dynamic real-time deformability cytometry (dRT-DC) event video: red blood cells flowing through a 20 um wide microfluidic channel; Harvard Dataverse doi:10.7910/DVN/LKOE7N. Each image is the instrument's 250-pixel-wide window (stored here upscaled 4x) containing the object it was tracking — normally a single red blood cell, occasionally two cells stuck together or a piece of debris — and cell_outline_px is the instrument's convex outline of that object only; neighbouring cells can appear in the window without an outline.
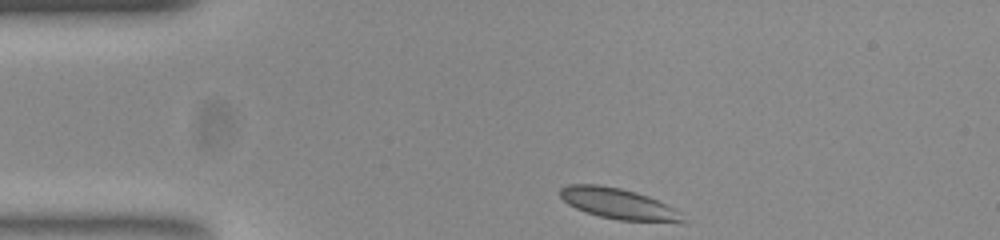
{"species": "common noctule bat (a hibernating species)", "species_latin": "Nyctalus noctula", "temperature_condition": "room temperature", "stored_images_in_passage": 36, "camera_frame_rate_fps": 3000, "um_per_image_px": 0.085, "animal": {"sex": "female", "body_mass_g": 23.0, "forearm_length_mm": 53.4}, "frame": {"image": 1, "passage_image": 1, "time_ms": 0.0, "image_size_px": [1000, 240], "cell_outline_px": [[684, 220], [620, 220], [600, 216], [576, 208], [568, 204], [560, 196], [560, 188], [568, 184], [596, 184], [620, 188], [636, 192], [648, 196], [680, 212]], "centroid_in_image_um": [52.43, 17.27], "position_along_channel_um": 32.6, "area_um2": 21.04}}
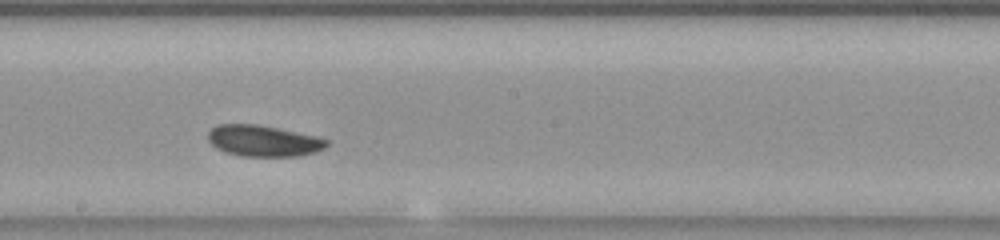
{"frame": {"image": 2, "passage_image": 20, "time_ms": 6.333, "image_size_px": [1000, 240], "cell_outline_px": [[328, 144], [324, 148], [316, 152], [300, 156], [244, 156], [228, 152], [216, 148], [208, 140], [208, 132], [216, 124], [256, 124], [316, 136], [328, 140]], "centroid_in_image_um": [22.39, 11.97], "position_along_channel_um": 225.8, "area_um2": 21.39}}
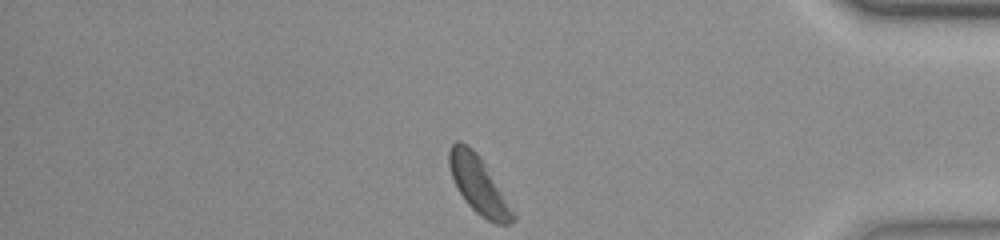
{"frame": {"image": 3, "passage_image": 36, "time_ms": 11.667, "image_size_px": [1000, 240], "cell_outline_px": [[516, 220], [508, 224], [496, 224], [480, 216], [464, 200], [452, 176], [448, 164], [448, 152], [452, 144], [456, 140], [460, 140], [472, 148], [480, 156], [516, 212]], "centroid_in_image_um": [40.71, 15.72], "position_along_channel_um": 394.5, "area_um2": 21.39}, "authors_computed_cell_mechanics": {"area_um2": 21.7617, "velocity_mm_per_s": 3.7772, "shape_relaxation_time_tau1_ms": 1.8941, "shape_relaxation_time_tau2_ms": null, "deformation_change_tau1": 0.0653, "deformation_change_tau2": null}}